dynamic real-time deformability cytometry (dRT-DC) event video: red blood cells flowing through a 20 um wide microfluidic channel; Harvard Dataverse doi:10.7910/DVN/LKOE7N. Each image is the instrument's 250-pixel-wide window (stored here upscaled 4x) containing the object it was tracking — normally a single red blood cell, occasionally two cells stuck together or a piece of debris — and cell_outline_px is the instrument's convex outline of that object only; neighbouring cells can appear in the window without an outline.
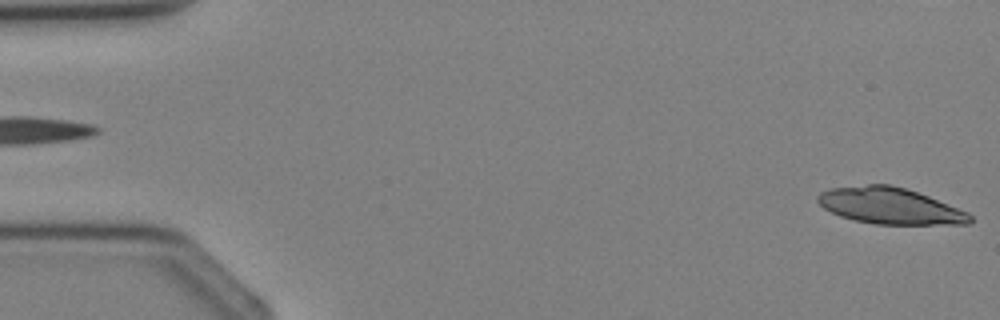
{"species": "Egyptian fruit bat (a non-hibernating species)", "species_latin": "Rousettus aegyptiacus", "temperature_condition": "cold", "stored_images_in_passage": 4, "camera_frame_rate_fps": 3000, "um_per_image_px": 0.085, "animal": {"sex": "female"}, "frame": {"image": 1, "passage_image": 1, "time_ms": 0.0, "image_size_px": [1000, 320], "cell_outline_px": [[972, 220], [968, 224], [876, 224], [852, 220], [840, 216], [824, 208], [816, 200], [816, 196], [820, 192], [828, 188], [868, 184], [888, 184], [904, 188], [928, 196], [968, 212], [972, 216]], "centroid_in_image_um": [75.61, 17.5], "position_along_channel_um": 9.4, "area_um2": 32.14}}
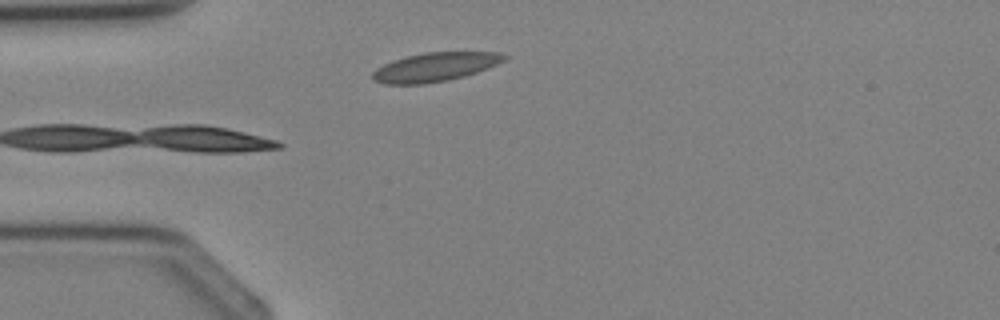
{"frame": {"image": 2, "passage_image": 4, "time_ms": 3.667, "image_size_px": [1000, 320], "cell_outline_px": [[508, 56], [504, 60], [488, 68], [464, 76], [448, 80], [424, 84], [384, 84], [372, 80], [372, 72], [376, 68], [392, 60], [408, 56], [428, 52], [500, 52]], "centroid_in_image_um": [36.95, 5.7], "position_along_channel_um": 48.1, "area_um2": 22.08}}